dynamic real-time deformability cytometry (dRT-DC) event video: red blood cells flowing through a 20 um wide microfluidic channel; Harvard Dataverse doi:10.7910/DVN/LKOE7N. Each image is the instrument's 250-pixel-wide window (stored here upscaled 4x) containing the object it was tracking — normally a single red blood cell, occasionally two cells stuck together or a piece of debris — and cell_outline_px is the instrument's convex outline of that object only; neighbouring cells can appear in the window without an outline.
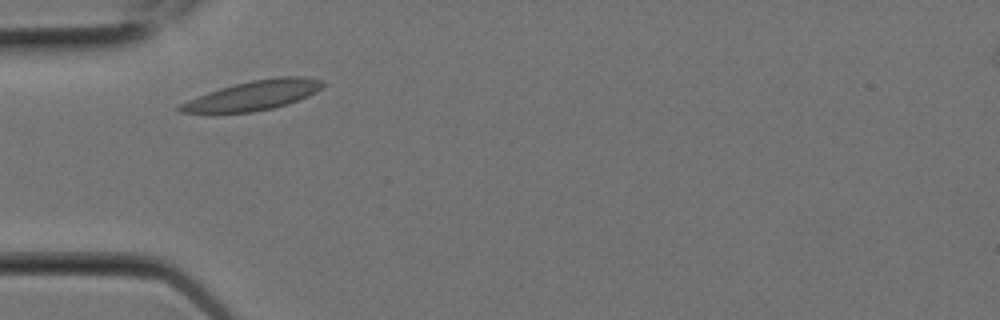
{"species": "Egyptian fruit bat (a non-hibernating species)", "species_latin": "Rousettus aegyptiacus", "temperature_condition": "room temperature", "stored_images_in_passage": 3, "camera_frame_rate_fps": 3000, "um_per_image_px": 0.085, "animal": {"sex": "female"}, "frame": {"image": 1, "passage_image": 2, "time_ms": 0.333, "image_size_px": [1000, 320], "cell_outline_px": [[324, 84], [316, 92], [308, 96], [288, 104], [272, 108], [252, 112], [180, 112], [176, 108], [180, 104], [188, 100], [208, 92], [220, 88], [252, 80], [280, 76], [304, 76], [324, 80]], "centroid_in_image_um": [21.59, 8.09], "position_along_channel_um": 63.4, "area_um2": 24.28}}
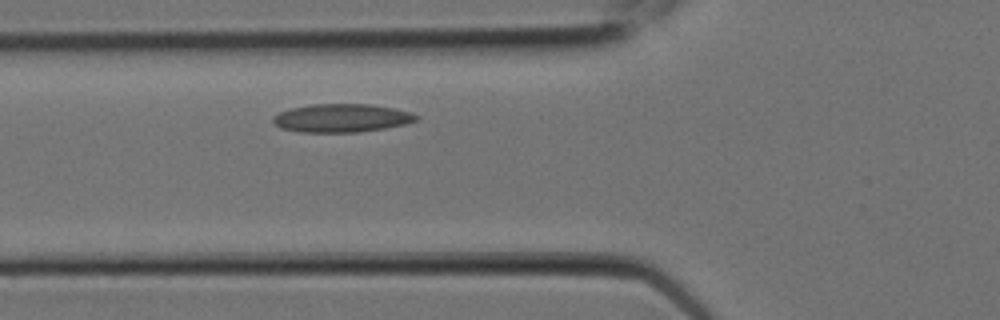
{"frame": {"image": 2, "passage_image": 3, "time_ms": 0.667, "image_size_px": [1000, 320], "cell_outline_px": [[420, 116], [416, 120], [404, 124], [384, 128], [360, 132], [300, 132], [280, 128], [272, 120], [272, 116], [280, 112], [292, 108], [312, 104], [368, 104], [392, 108], [412, 112]], "centroid_in_image_um": [29.03, 10.03], "position_along_channel_um": 96.8, "area_um2": 23.52}}